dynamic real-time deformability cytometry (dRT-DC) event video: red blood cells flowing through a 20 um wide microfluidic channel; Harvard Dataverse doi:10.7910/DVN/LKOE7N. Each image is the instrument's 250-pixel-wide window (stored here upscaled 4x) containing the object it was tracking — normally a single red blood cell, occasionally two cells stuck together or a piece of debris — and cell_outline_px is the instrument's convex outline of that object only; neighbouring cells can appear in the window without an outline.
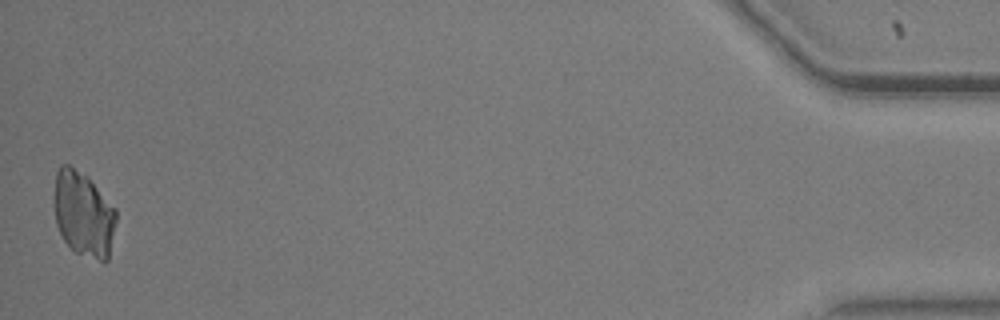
{"species": "common noctule bat (a hibernating species)", "species_latin": "Nyctalus noctula", "temperature_condition": "warm", "stored_images_in_passage": 39, "camera_frame_rate_fps": 3000, "um_per_image_px": 0.085, "animal": {"sex": "male", "body_mass_g": 20.5, "forearm_length_mm": 52.5}, "frame": {"image": 1, "passage_image": 39, "time_ms": 12.667, "image_size_px": [1000, 320], "cell_outline_px": [[116, 220], [108, 260], [104, 264], [76, 252], [64, 240], [56, 224], [52, 204], [52, 200], [56, 172], [60, 164], [68, 164], [88, 176], [116, 208]], "centroid_in_image_um": [7.07, 18.18], "position_along_channel_um": 428.1, "area_um2": 31.44}}